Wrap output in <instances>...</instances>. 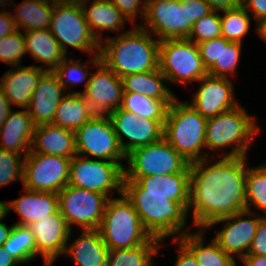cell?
I'll return each mask as SVG.
<instances>
[{
	"instance_id": "91938a15",
	"label": "cell",
	"mask_w": 266,
	"mask_h": 266,
	"mask_svg": "<svg viewBox=\"0 0 266 266\" xmlns=\"http://www.w3.org/2000/svg\"><path fill=\"white\" fill-rule=\"evenodd\" d=\"M242 263H243V265H241V266H247L244 262H242ZM233 266H238V264H237L236 261L234 262ZM239 266H240V265H239Z\"/></svg>"
},
{
	"instance_id": "d6986e66",
	"label": "cell",
	"mask_w": 266,
	"mask_h": 266,
	"mask_svg": "<svg viewBox=\"0 0 266 266\" xmlns=\"http://www.w3.org/2000/svg\"><path fill=\"white\" fill-rule=\"evenodd\" d=\"M28 227L35 237L36 257L41 254L44 265L53 266L56 259L64 255L73 230L68 227L59 210L31 223Z\"/></svg>"
},
{
	"instance_id": "603a6c76",
	"label": "cell",
	"mask_w": 266,
	"mask_h": 266,
	"mask_svg": "<svg viewBox=\"0 0 266 266\" xmlns=\"http://www.w3.org/2000/svg\"><path fill=\"white\" fill-rule=\"evenodd\" d=\"M35 125L27 109L10 111L0 128V149L26 156L33 141Z\"/></svg>"
},
{
	"instance_id": "c3c4849f",
	"label": "cell",
	"mask_w": 266,
	"mask_h": 266,
	"mask_svg": "<svg viewBox=\"0 0 266 266\" xmlns=\"http://www.w3.org/2000/svg\"><path fill=\"white\" fill-rule=\"evenodd\" d=\"M17 30L12 13L9 11H0V39L14 33Z\"/></svg>"
},
{
	"instance_id": "1f68e13d",
	"label": "cell",
	"mask_w": 266,
	"mask_h": 266,
	"mask_svg": "<svg viewBox=\"0 0 266 266\" xmlns=\"http://www.w3.org/2000/svg\"><path fill=\"white\" fill-rule=\"evenodd\" d=\"M95 115L82 93H68L59 103L52 124L75 132Z\"/></svg>"
},
{
	"instance_id": "b9f144b4",
	"label": "cell",
	"mask_w": 266,
	"mask_h": 266,
	"mask_svg": "<svg viewBox=\"0 0 266 266\" xmlns=\"http://www.w3.org/2000/svg\"><path fill=\"white\" fill-rule=\"evenodd\" d=\"M25 156L0 149V188L23 181V163Z\"/></svg>"
},
{
	"instance_id": "2e32d148",
	"label": "cell",
	"mask_w": 266,
	"mask_h": 266,
	"mask_svg": "<svg viewBox=\"0 0 266 266\" xmlns=\"http://www.w3.org/2000/svg\"><path fill=\"white\" fill-rule=\"evenodd\" d=\"M254 212L245 209L231 216L219 218L211 222L204 230H209L217 224H224L213 240L225 253L241 260L247 255L258 223L263 217V214L260 216L259 212Z\"/></svg>"
},
{
	"instance_id": "6f0895ef",
	"label": "cell",
	"mask_w": 266,
	"mask_h": 266,
	"mask_svg": "<svg viewBox=\"0 0 266 266\" xmlns=\"http://www.w3.org/2000/svg\"><path fill=\"white\" fill-rule=\"evenodd\" d=\"M13 0H0V11H2V9L5 10V8H7V10L10 8L9 6H11V2ZM9 4V5H8ZM7 6V7H6ZM4 7V8H3Z\"/></svg>"
},
{
	"instance_id": "ffe728a7",
	"label": "cell",
	"mask_w": 266,
	"mask_h": 266,
	"mask_svg": "<svg viewBox=\"0 0 266 266\" xmlns=\"http://www.w3.org/2000/svg\"><path fill=\"white\" fill-rule=\"evenodd\" d=\"M68 91L53 71H46L34 90L27 112L35 126L53 123L56 109Z\"/></svg>"
},
{
	"instance_id": "816d5d0a",
	"label": "cell",
	"mask_w": 266,
	"mask_h": 266,
	"mask_svg": "<svg viewBox=\"0 0 266 266\" xmlns=\"http://www.w3.org/2000/svg\"><path fill=\"white\" fill-rule=\"evenodd\" d=\"M241 262L247 266H266V255H245Z\"/></svg>"
},
{
	"instance_id": "74e56055",
	"label": "cell",
	"mask_w": 266,
	"mask_h": 266,
	"mask_svg": "<svg viewBox=\"0 0 266 266\" xmlns=\"http://www.w3.org/2000/svg\"><path fill=\"white\" fill-rule=\"evenodd\" d=\"M81 59L74 60L73 58L68 56L53 70V72L57 75L59 82L61 85L67 90L73 85H79L84 82L83 91H74L68 93H83L86 88L90 77L91 67L85 66V63H81Z\"/></svg>"
},
{
	"instance_id": "7bdbcfd3",
	"label": "cell",
	"mask_w": 266,
	"mask_h": 266,
	"mask_svg": "<svg viewBox=\"0 0 266 266\" xmlns=\"http://www.w3.org/2000/svg\"><path fill=\"white\" fill-rule=\"evenodd\" d=\"M127 19L128 22L136 24V19L141 17L144 20L146 10V0H110ZM137 17V18H136Z\"/></svg>"
},
{
	"instance_id": "f6af8a7d",
	"label": "cell",
	"mask_w": 266,
	"mask_h": 266,
	"mask_svg": "<svg viewBox=\"0 0 266 266\" xmlns=\"http://www.w3.org/2000/svg\"><path fill=\"white\" fill-rule=\"evenodd\" d=\"M247 255H266V216H263L258 223Z\"/></svg>"
},
{
	"instance_id": "e0dca14e",
	"label": "cell",
	"mask_w": 266,
	"mask_h": 266,
	"mask_svg": "<svg viewBox=\"0 0 266 266\" xmlns=\"http://www.w3.org/2000/svg\"><path fill=\"white\" fill-rule=\"evenodd\" d=\"M108 116L125 155L137 147L154 143L164 137L165 121L139 118L137 114L120 107ZM123 137L128 141L125 142Z\"/></svg>"
},
{
	"instance_id": "5bb4252c",
	"label": "cell",
	"mask_w": 266,
	"mask_h": 266,
	"mask_svg": "<svg viewBox=\"0 0 266 266\" xmlns=\"http://www.w3.org/2000/svg\"><path fill=\"white\" fill-rule=\"evenodd\" d=\"M71 159L28 153L23 163V188L57 194L68 184Z\"/></svg>"
},
{
	"instance_id": "484cf974",
	"label": "cell",
	"mask_w": 266,
	"mask_h": 266,
	"mask_svg": "<svg viewBox=\"0 0 266 266\" xmlns=\"http://www.w3.org/2000/svg\"><path fill=\"white\" fill-rule=\"evenodd\" d=\"M89 2L91 1L88 0L81 6L90 30L100 44L105 39L104 31L124 33L122 29L127 19L110 0H93L88 6Z\"/></svg>"
},
{
	"instance_id": "7c38bea8",
	"label": "cell",
	"mask_w": 266,
	"mask_h": 266,
	"mask_svg": "<svg viewBox=\"0 0 266 266\" xmlns=\"http://www.w3.org/2000/svg\"><path fill=\"white\" fill-rule=\"evenodd\" d=\"M76 153L80 156L122 162L126 155L108 115L96 114L75 131Z\"/></svg>"
},
{
	"instance_id": "ee69618b",
	"label": "cell",
	"mask_w": 266,
	"mask_h": 266,
	"mask_svg": "<svg viewBox=\"0 0 266 266\" xmlns=\"http://www.w3.org/2000/svg\"><path fill=\"white\" fill-rule=\"evenodd\" d=\"M200 57L207 70L212 65H220L221 36L197 44Z\"/></svg>"
},
{
	"instance_id": "8992f818",
	"label": "cell",
	"mask_w": 266,
	"mask_h": 266,
	"mask_svg": "<svg viewBox=\"0 0 266 266\" xmlns=\"http://www.w3.org/2000/svg\"><path fill=\"white\" fill-rule=\"evenodd\" d=\"M206 124L187 101L176 98L169 106L164 124V138L189 163L206 158Z\"/></svg>"
},
{
	"instance_id": "836d02e7",
	"label": "cell",
	"mask_w": 266,
	"mask_h": 266,
	"mask_svg": "<svg viewBox=\"0 0 266 266\" xmlns=\"http://www.w3.org/2000/svg\"><path fill=\"white\" fill-rule=\"evenodd\" d=\"M175 99H155L139 93H123L120 108L133 112L139 118L166 121L169 106Z\"/></svg>"
},
{
	"instance_id": "11a10c76",
	"label": "cell",
	"mask_w": 266,
	"mask_h": 266,
	"mask_svg": "<svg viewBox=\"0 0 266 266\" xmlns=\"http://www.w3.org/2000/svg\"><path fill=\"white\" fill-rule=\"evenodd\" d=\"M257 35L266 42V19H263L256 25Z\"/></svg>"
},
{
	"instance_id": "7a4b0ae2",
	"label": "cell",
	"mask_w": 266,
	"mask_h": 266,
	"mask_svg": "<svg viewBox=\"0 0 266 266\" xmlns=\"http://www.w3.org/2000/svg\"><path fill=\"white\" fill-rule=\"evenodd\" d=\"M153 37V38H152ZM135 26L115 37L107 35L100 44V56L118 77L159 68L160 41Z\"/></svg>"
},
{
	"instance_id": "3957f363",
	"label": "cell",
	"mask_w": 266,
	"mask_h": 266,
	"mask_svg": "<svg viewBox=\"0 0 266 266\" xmlns=\"http://www.w3.org/2000/svg\"><path fill=\"white\" fill-rule=\"evenodd\" d=\"M256 121L257 117L249 115L241 104L208 118L205 138L206 158L210 156L213 158L218 150V155L215 157H247L249 148L261 132ZM227 147H232V150L224 151ZM220 151L222 153H219Z\"/></svg>"
},
{
	"instance_id": "7402d4cb",
	"label": "cell",
	"mask_w": 266,
	"mask_h": 266,
	"mask_svg": "<svg viewBox=\"0 0 266 266\" xmlns=\"http://www.w3.org/2000/svg\"><path fill=\"white\" fill-rule=\"evenodd\" d=\"M47 70L36 65L11 67L0 78V86L11 106L27 109L39 80Z\"/></svg>"
},
{
	"instance_id": "277c9868",
	"label": "cell",
	"mask_w": 266,
	"mask_h": 266,
	"mask_svg": "<svg viewBox=\"0 0 266 266\" xmlns=\"http://www.w3.org/2000/svg\"><path fill=\"white\" fill-rule=\"evenodd\" d=\"M212 11L204 0H146L144 20L138 26L159 41L188 38L193 24Z\"/></svg>"
},
{
	"instance_id": "4fadbf2b",
	"label": "cell",
	"mask_w": 266,
	"mask_h": 266,
	"mask_svg": "<svg viewBox=\"0 0 266 266\" xmlns=\"http://www.w3.org/2000/svg\"><path fill=\"white\" fill-rule=\"evenodd\" d=\"M59 211L72 231V225L81 230H98L108 198L96 191L66 185L57 193Z\"/></svg>"
},
{
	"instance_id": "60d3db41",
	"label": "cell",
	"mask_w": 266,
	"mask_h": 266,
	"mask_svg": "<svg viewBox=\"0 0 266 266\" xmlns=\"http://www.w3.org/2000/svg\"><path fill=\"white\" fill-rule=\"evenodd\" d=\"M220 36H222L220 13L212 11L193 24L187 39L199 44Z\"/></svg>"
},
{
	"instance_id": "44dd1931",
	"label": "cell",
	"mask_w": 266,
	"mask_h": 266,
	"mask_svg": "<svg viewBox=\"0 0 266 266\" xmlns=\"http://www.w3.org/2000/svg\"><path fill=\"white\" fill-rule=\"evenodd\" d=\"M190 171L169 175L140 177L137 181H123L122 193L168 194L170 200L189 202Z\"/></svg>"
},
{
	"instance_id": "f546056e",
	"label": "cell",
	"mask_w": 266,
	"mask_h": 266,
	"mask_svg": "<svg viewBox=\"0 0 266 266\" xmlns=\"http://www.w3.org/2000/svg\"><path fill=\"white\" fill-rule=\"evenodd\" d=\"M11 6L14 9L11 13L17 30L50 28L53 0H23L17 6L12 1Z\"/></svg>"
},
{
	"instance_id": "52a82bcc",
	"label": "cell",
	"mask_w": 266,
	"mask_h": 266,
	"mask_svg": "<svg viewBox=\"0 0 266 266\" xmlns=\"http://www.w3.org/2000/svg\"><path fill=\"white\" fill-rule=\"evenodd\" d=\"M109 249H129L146 243L152 236L144 229L134 206L122 193L107 200L98 228Z\"/></svg>"
},
{
	"instance_id": "83f0119b",
	"label": "cell",
	"mask_w": 266,
	"mask_h": 266,
	"mask_svg": "<svg viewBox=\"0 0 266 266\" xmlns=\"http://www.w3.org/2000/svg\"><path fill=\"white\" fill-rule=\"evenodd\" d=\"M26 53L42 65L38 66L47 71H53L67 56L60 44L51 34L50 29L24 31ZM47 67V68H46Z\"/></svg>"
},
{
	"instance_id": "8d00e7d4",
	"label": "cell",
	"mask_w": 266,
	"mask_h": 266,
	"mask_svg": "<svg viewBox=\"0 0 266 266\" xmlns=\"http://www.w3.org/2000/svg\"><path fill=\"white\" fill-rule=\"evenodd\" d=\"M221 13L224 15H221ZM221 13L222 36L230 42L242 44L244 37L251 28V15L242 5L232 10L221 11Z\"/></svg>"
},
{
	"instance_id": "f35d334b",
	"label": "cell",
	"mask_w": 266,
	"mask_h": 266,
	"mask_svg": "<svg viewBox=\"0 0 266 266\" xmlns=\"http://www.w3.org/2000/svg\"><path fill=\"white\" fill-rule=\"evenodd\" d=\"M242 46L241 43L230 42L221 36L220 65H212L208 69V74L224 78L235 75L241 60Z\"/></svg>"
},
{
	"instance_id": "6da1fadb",
	"label": "cell",
	"mask_w": 266,
	"mask_h": 266,
	"mask_svg": "<svg viewBox=\"0 0 266 266\" xmlns=\"http://www.w3.org/2000/svg\"><path fill=\"white\" fill-rule=\"evenodd\" d=\"M218 158L190 163L188 214L198 229L246 209L247 157Z\"/></svg>"
},
{
	"instance_id": "f907efd6",
	"label": "cell",
	"mask_w": 266,
	"mask_h": 266,
	"mask_svg": "<svg viewBox=\"0 0 266 266\" xmlns=\"http://www.w3.org/2000/svg\"><path fill=\"white\" fill-rule=\"evenodd\" d=\"M12 107L8 98L4 94L3 88L0 86V128L6 121Z\"/></svg>"
},
{
	"instance_id": "30bf717a",
	"label": "cell",
	"mask_w": 266,
	"mask_h": 266,
	"mask_svg": "<svg viewBox=\"0 0 266 266\" xmlns=\"http://www.w3.org/2000/svg\"><path fill=\"white\" fill-rule=\"evenodd\" d=\"M159 69L174 85H187L208 75L197 44L187 38L160 41Z\"/></svg>"
},
{
	"instance_id": "db71d44e",
	"label": "cell",
	"mask_w": 266,
	"mask_h": 266,
	"mask_svg": "<svg viewBox=\"0 0 266 266\" xmlns=\"http://www.w3.org/2000/svg\"><path fill=\"white\" fill-rule=\"evenodd\" d=\"M0 221V246H3L4 242L9 238L10 232L13 228L12 226H7L5 223Z\"/></svg>"
},
{
	"instance_id": "8fae6325",
	"label": "cell",
	"mask_w": 266,
	"mask_h": 266,
	"mask_svg": "<svg viewBox=\"0 0 266 266\" xmlns=\"http://www.w3.org/2000/svg\"><path fill=\"white\" fill-rule=\"evenodd\" d=\"M124 167L122 162L90 159L76 154L70 162L68 185L99 192L109 199L112 196L110 191L122 194Z\"/></svg>"
},
{
	"instance_id": "9a60e30c",
	"label": "cell",
	"mask_w": 266,
	"mask_h": 266,
	"mask_svg": "<svg viewBox=\"0 0 266 266\" xmlns=\"http://www.w3.org/2000/svg\"><path fill=\"white\" fill-rule=\"evenodd\" d=\"M86 62L97 67L91 72L86 90L82 93L95 114L108 115L121 106L123 82L103 61L100 55H91Z\"/></svg>"
},
{
	"instance_id": "f1b7e54d",
	"label": "cell",
	"mask_w": 266,
	"mask_h": 266,
	"mask_svg": "<svg viewBox=\"0 0 266 266\" xmlns=\"http://www.w3.org/2000/svg\"><path fill=\"white\" fill-rule=\"evenodd\" d=\"M205 232L197 229V232L185 233L179 240L194 254L199 266H233L236 259L225 253L213 239L205 245Z\"/></svg>"
},
{
	"instance_id": "9f6ffc18",
	"label": "cell",
	"mask_w": 266,
	"mask_h": 266,
	"mask_svg": "<svg viewBox=\"0 0 266 266\" xmlns=\"http://www.w3.org/2000/svg\"><path fill=\"white\" fill-rule=\"evenodd\" d=\"M9 203L0 200V221L9 215Z\"/></svg>"
},
{
	"instance_id": "f5cc1de1",
	"label": "cell",
	"mask_w": 266,
	"mask_h": 266,
	"mask_svg": "<svg viewBox=\"0 0 266 266\" xmlns=\"http://www.w3.org/2000/svg\"><path fill=\"white\" fill-rule=\"evenodd\" d=\"M20 264L10 255V253L0 246V266H19Z\"/></svg>"
},
{
	"instance_id": "d590c367",
	"label": "cell",
	"mask_w": 266,
	"mask_h": 266,
	"mask_svg": "<svg viewBox=\"0 0 266 266\" xmlns=\"http://www.w3.org/2000/svg\"><path fill=\"white\" fill-rule=\"evenodd\" d=\"M251 205H254L252 210ZM246 209L259 210L266 216V162L255 167H247Z\"/></svg>"
},
{
	"instance_id": "d6a6232c",
	"label": "cell",
	"mask_w": 266,
	"mask_h": 266,
	"mask_svg": "<svg viewBox=\"0 0 266 266\" xmlns=\"http://www.w3.org/2000/svg\"><path fill=\"white\" fill-rule=\"evenodd\" d=\"M162 241L151 237L146 243L129 249H109L106 266H153Z\"/></svg>"
},
{
	"instance_id": "680465c9",
	"label": "cell",
	"mask_w": 266,
	"mask_h": 266,
	"mask_svg": "<svg viewBox=\"0 0 266 266\" xmlns=\"http://www.w3.org/2000/svg\"><path fill=\"white\" fill-rule=\"evenodd\" d=\"M58 2H62V3H74V4H82L88 0H56Z\"/></svg>"
},
{
	"instance_id": "ab89813d",
	"label": "cell",
	"mask_w": 266,
	"mask_h": 266,
	"mask_svg": "<svg viewBox=\"0 0 266 266\" xmlns=\"http://www.w3.org/2000/svg\"><path fill=\"white\" fill-rule=\"evenodd\" d=\"M22 30L0 39V61L13 67L21 64L23 56H26V43Z\"/></svg>"
},
{
	"instance_id": "7dc6e473",
	"label": "cell",
	"mask_w": 266,
	"mask_h": 266,
	"mask_svg": "<svg viewBox=\"0 0 266 266\" xmlns=\"http://www.w3.org/2000/svg\"><path fill=\"white\" fill-rule=\"evenodd\" d=\"M178 246V254L174 266H199L194 254L179 240L172 239Z\"/></svg>"
},
{
	"instance_id": "681fc988",
	"label": "cell",
	"mask_w": 266,
	"mask_h": 266,
	"mask_svg": "<svg viewBox=\"0 0 266 266\" xmlns=\"http://www.w3.org/2000/svg\"><path fill=\"white\" fill-rule=\"evenodd\" d=\"M213 11L232 10L241 5V0H204Z\"/></svg>"
},
{
	"instance_id": "4dcf8cb0",
	"label": "cell",
	"mask_w": 266,
	"mask_h": 266,
	"mask_svg": "<svg viewBox=\"0 0 266 266\" xmlns=\"http://www.w3.org/2000/svg\"><path fill=\"white\" fill-rule=\"evenodd\" d=\"M121 79L124 93H139L155 99L177 98L159 68L153 71L129 74Z\"/></svg>"
},
{
	"instance_id": "5b68a950",
	"label": "cell",
	"mask_w": 266,
	"mask_h": 266,
	"mask_svg": "<svg viewBox=\"0 0 266 266\" xmlns=\"http://www.w3.org/2000/svg\"><path fill=\"white\" fill-rule=\"evenodd\" d=\"M134 206L144 229L164 242L169 236L179 239L188 233L189 202L170 200L168 194L123 193ZM188 227V228H187ZM187 230V231H186Z\"/></svg>"
},
{
	"instance_id": "cb8c5ba5",
	"label": "cell",
	"mask_w": 266,
	"mask_h": 266,
	"mask_svg": "<svg viewBox=\"0 0 266 266\" xmlns=\"http://www.w3.org/2000/svg\"><path fill=\"white\" fill-rule=\"evenodd\" d=\"M41 153L73 158L76 153L75 132L52 123L35 126L31 150Z\"/></svg>"
},
{
	"instance_id": "d4e9b609",
	"label": "cell",
	"mask_w": 266,
	"mask_h": 266,
	"mask_svg": "<svg viewBox=\"0 0 266 266\" xmlns=\"http://www.w3.org/2000/svg\"><path fill=\"white\" fill-rule=\"evenodd\" d=\"M23 189L21 197L8 201L9 212L14 210L20 216L14 224L28 226L59 210L57 194Z\"/></svg>"
},
{
	"instance_id": "4316f807",
	"label": "cell",
	"mask_w": 266,
	"mask_h": 266,
	"mask_svg": "<svg viewBox=\"0 0 266 266\" xmlns=\"http://www.w3.org/2000/svg\"><path fill=\"white\" fill-rule=\"evenodd\" d=\"M108 251L98 230H81L73 243L67 241L64 256L78 266H106Z\"/></svg>"
},
{
	"instance_id": "bcb514c9",
	"label": "cell",
	"mask_w": 266,
	"mask_h": 266,
	"mask_svg": "<svg viewBox=\"0 0 266 266\" xmlns=\"http://www.w3.org/2000/svg\"><path fill=\"white\" fill-rule=\"evenodd\" d=\"M241 5L251 14L256 25L266 19V0H241Z\"/></svg>"
},
{
	"instance_id": "ba28073f",
	"label": "cell",
	"mask_w": 266,
	"mask_h": 266,
	"mask_svg": "<svg viewBox=\"0 0 266 266\" xmlns=\"http://www.w3.org/2000/svg\"><path fill=\"white\" fill-rule=\"evenodd\" d=\"M123 181L140 177L169 175L190 171V163L163 137L161 140L133 149L126 155Z\"/></svg>"
},
{
	"instance_id": "9c48e42d",
	"label": "cell",
	"mask_w": 266,
	"mask_h": 266,
	"mask_svg": "<svg viewBox=\"0 0 266 266\" xmlns=\"http://www.w3.org/2000/svg\"><path fill=\"white\" fill-rule=\"evenodd\" d=\"M49 29L66 56L69 47L88 53L90 56L100 55V43L90 30L81 4L53 0Z\"/></svg>"
},
{
	"instance_id": "e575fe53",
	"label": "cell",
	"mask_w": 266,
	"mask_h": 266,
	"mask_svg": "<svg viewBox=\"0 0 266 266\" xmlns=\"http://www.w3.org/2000/svg\"><path fill=\"white\" fill-rule=\"evenodd\" d=\"M3 248L21 265L36 258L35 237L28 226L13 224Z\"/></svg>"
},
{
	"instance_id": "ac0fdd59",
	"label": "cell",
	"mask_w": 266,
	"mask_h": 266,
	"mask_svg": "<svg viewBox=\"0 0 266 266\" xmlns=\"http://www.w3.org/2000/svg\"><path fill=\"white\" fill-rule=\"evenodd\" d=\"M199 88L193 92L188 103L202 117L208 119L236 108L240 103L234 95L231 78L206 75L199 81Z\"/></svg>"
}]
</instances>
